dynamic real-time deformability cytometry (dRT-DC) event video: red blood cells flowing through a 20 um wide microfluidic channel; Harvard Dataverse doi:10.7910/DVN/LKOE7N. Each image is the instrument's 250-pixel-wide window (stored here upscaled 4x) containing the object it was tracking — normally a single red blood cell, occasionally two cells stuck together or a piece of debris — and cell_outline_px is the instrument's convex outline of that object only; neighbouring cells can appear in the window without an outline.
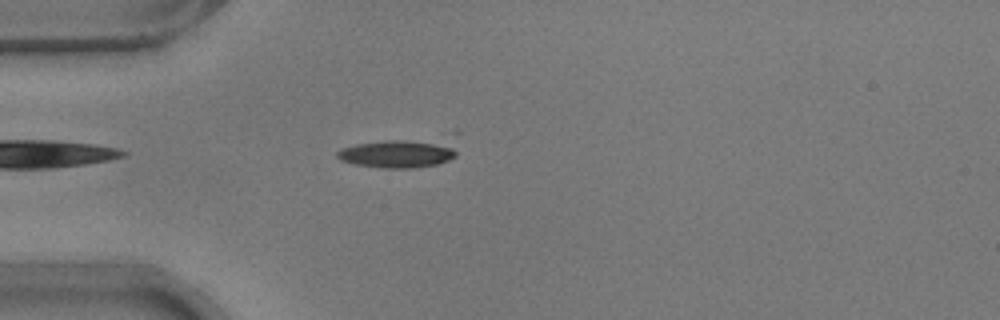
{"species": "common noctule bat (a hibernating species)", "species_latin": "Nyctalus noctula", "temperature_condition": "warm", "stored_images_in_passage": 28, "camera_frame_rate_fps": 3000, "um_per_image_px": 0.085, "animal": {"sex": "male", "body_mass_g": 17.9}, "frame": {"image": 1, "passage_image": 4, "time_ms": 1.0, "image_size_px": [1000, 320], "cell_outline_px": [[456, 156], [448, 160], [436, 164], [416, 168], [380, 168], [352, 164], [340, 160], [336, 156], [336, 152], [340, 148], [356, 144], [384, 140], [404, 140], [452, 144], [456, 152]], "centroid_in_image_um": [33.72, 13.08], "position_along_channel_um": 51.3, "area_um2": 19.36}}
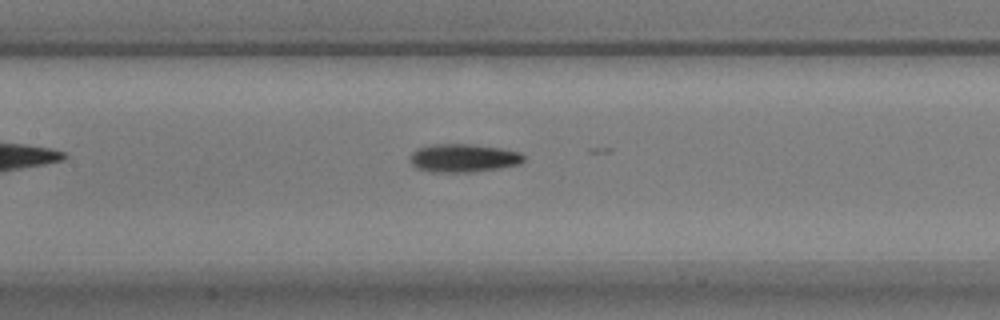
{"frame": {"image": 2, "passage_image": 14, "time_ms": 4.333, "image_size_px": [1000, 320], "cell_outline_px": [[524, 160], [520, 164], [500, 168], [472, 172], [428, 172], [416, 168], [408, 160], [412, 152], [416, 148], [432, 144], [472, 144], [504, 148], [520, 152], [524, 156]], "centroid_in_image_um": [39.37, 13.43], "position_along_channel_um": 168.0, "area_um2": 19.07}}
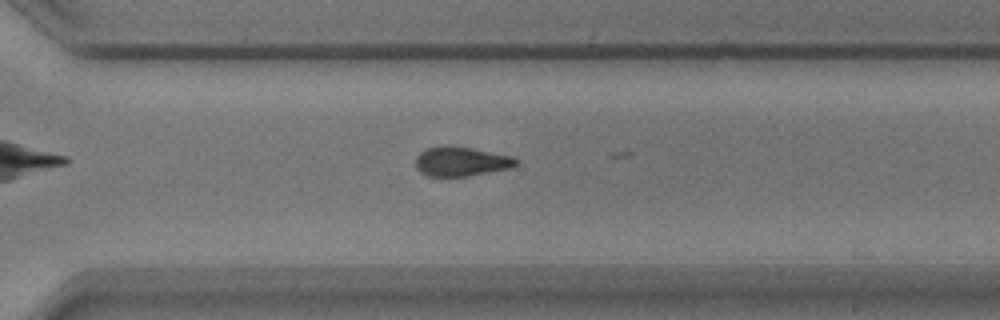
{"frame": {"image": 3, "passage_image": 27, "time_ms": 8.667, "image_size_px": [1000, 320], "cell_outline_px": [[520, 164], [512, 168], [468, 176], [428, 176], [420, 172], [416, 168], [416, 156], [420, 152], [428, 148], [444, 144], [448, 144], [472, 148], [512, 156], [520, 160]], "centroid_in_image_um": [39.23, 13.71], "position_along_channel_um": 331.4, "area_um2": 17.57}}